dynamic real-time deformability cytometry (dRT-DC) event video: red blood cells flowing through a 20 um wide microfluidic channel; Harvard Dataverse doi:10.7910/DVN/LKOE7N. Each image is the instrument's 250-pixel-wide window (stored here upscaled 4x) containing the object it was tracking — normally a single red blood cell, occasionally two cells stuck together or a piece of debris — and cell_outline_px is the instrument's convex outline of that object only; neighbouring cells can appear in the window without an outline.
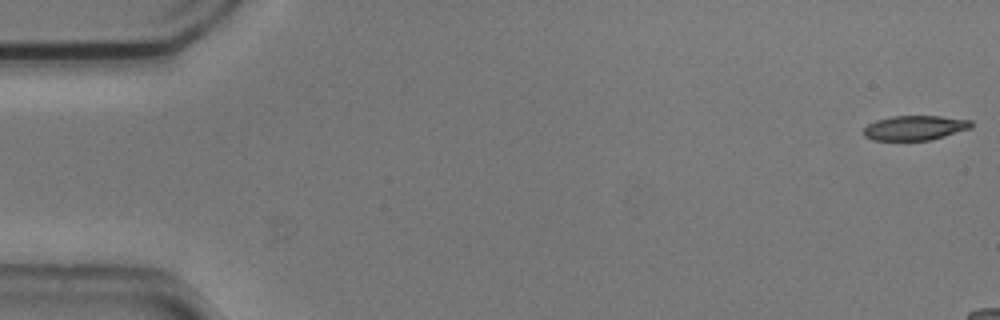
{"species": "common noctule bat (a hibernating species)", "species_latin": "Nyctalus noctula", "temperature_condition": "cold", "stored_images_in_passage": 10, "camera_frame_rate_fps": 3000, "um_per_image_px": 0.085, "animal": {"sex": "male", "body_mass_g": 20.5, "forearm_length_mm": 52.5}, "frame": {"image": 1, "passage_image": 1, "time_ms": 0.0, "image_size_px": [1000, 320], "cell_outline_px": [[972, 128], [932, 140], [872, 140], [864, 136], [864, 128], [868, 124], [876, 120], [892, 116], [940, 116], [972, 120]], "centroid_in_image_um": [77.78, 10.87], "position_along_channel_um": 7.2, "area_um2": 15.55}}